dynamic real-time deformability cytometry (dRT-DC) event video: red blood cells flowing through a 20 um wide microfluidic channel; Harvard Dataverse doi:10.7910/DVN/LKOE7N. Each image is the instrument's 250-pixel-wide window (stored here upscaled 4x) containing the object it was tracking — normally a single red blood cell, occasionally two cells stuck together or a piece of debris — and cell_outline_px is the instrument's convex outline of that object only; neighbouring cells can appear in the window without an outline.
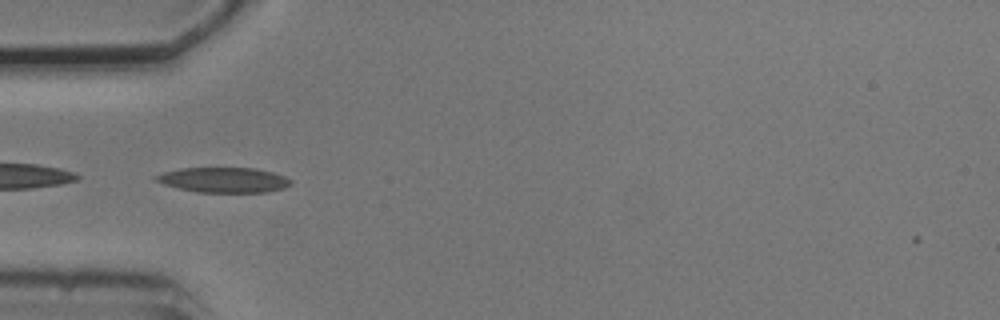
{"species": "common noctule bat (a hibernating species)", "species_latin": "Nyctalus noctula", "temperature_condition": "cold", "stored_images_in_passage": 32, "camera_frame_rate_fps": 3000, "um_per_image_px": 0.085, "animal": {"sex": "male", "body_mass_g": 20.5, "forearm_length_mm": 52.5}, "frame": {"image": 1, "passage_image": 1, "time_ms": 0.0, "image_size_px": [1000, 320], "cell_outline_px": [[292, 184], [284, 188], [268, 192], [196, 192], [164, 184], [156, 180], [152, 176], [164, 172], [180, 168], [256, 168], [272, 172], [284, 176], [292, 180]], "centroid_in_image_um": [19.04, 15.29], "position_along_channel_um": 66.0, "area_um2": 19.71}, "authors_computed_cell_mechanics": {"area_um2": 18.8428, "velocity_mm_per_s": 3.7599, "shape_relaxation_time_tau1_ms": 3.5386, "shape_relaxation_time_tau2_ms": 2.3988, "deformation_change_tau1": 0.1199, "deformation_change_tau2": 0.1118}}